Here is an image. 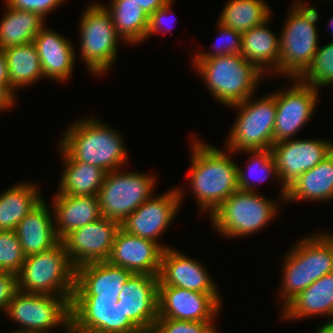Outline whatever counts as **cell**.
Returning <instances> with one entry per match:
<instances>
[{
  "mask_svg": "<svg viewBox=\"0 0 333 333\" xmlns=\"http://www.w3.org/2000/svg\"><path fill=\"white\" fill-rule=\"evenodd\" d=\"M25 261L16 231H0V269L17 275Z\"/></svg>",
  "mask_w": 333,
  "mask_h": 333,
  "instance_id": "cell-37",
  "label": "cell"
},
{
  "mask_svg": "<svg viewBox=\"0 0 333 333\" xmlns=\"http://www.w3.org/2000/svg\"><path fill=\"white\" fill-rule=\"evenodd\" d=\"M42 199L15 229L25 257L47 251L60 240L55 234L52 210Z\"/></svg>",
  "mask_w": 333,
  "mask_h": 333,
  "instance_id": "cell-23",
  "label": "cell"
},
{
  "mask_svg": "<svg viewBox=\"0 0 333 333\" xmlns=\"http://www.w3.org/2000/svg\"><path fill=\"white\" fill-rule=\"evenodd\" d=\"M219 30V38L216 40L213 47L215 49L211 52H198L195 53L193 60H207L212 57L222 55L240 54L242 48V33L234 29L224 27L220 23H216Z\"/></svg>",
  "mask_w": 333,
  "mask_h": 333,
  "instance_id": "cell-38",
  "label": "cell"
},
{
  "mask_svg": "<svg viewBox=\"0 0 333 333\" xmlns=\"http://www.w3.org/2000/svg\"><path fill=\"white\" fill-rule=\"evenodd\" d=\"M52 199L55 234L61 241L72 230L102 217L97 196L55 194Z\"/></svg>",
  "mask_w": 333,
  "mask_h": 333,
  "instance_id": "cell-22",
  "label": "cell"
},
{
  "mask_svg": "<svg viewBox=\"0 0 333 333\" xmlns=\"http://www.w3.org/2000/svg\"><path fill=\"white\" fill-rule=\"evenodd\" d=\"M90 4L81 14L79 22L80 52L88 72L98 76L105 74L114 65L118 41L122 39L116 33L112 16L105 4Z\"/></svg>",
  "mask_w": 333,
  "mask_h": 333,
  "instance_id": "cell-8",
  "label": "cell"
},
{
  "mask_svg": "<svg viewBox=\"0 0 333 333\" xmlns=\"http://www.w3.org/2000/svg\"><path fill=\"white\" fill-rule=\"evenodd\" d=\"M333 200V151L287 188L286 201Z\"/></svg>",
  "mask_w": 333,
  "mask_h": 333,
  "instance_id": "cell-27",
  "label": "cell"
},
{
  "mask_svg": "<svg viewBox=\"0 0 333 333\" xmlns=\"http://www.w3.org/2000/svg\"><path fill=\"white\" fill-rule=\"evenodd\" d=\"M0 19V48L32 43L34 37L45 26L44 18L38 13L20 11L9 7Z\"/></svg>",
  "mask_w": 333,
  "mask_h": 333,
  "instance_id": "cell-30",
  "label": "cell"
},
{
  "mask_svg": "<svg viewBox=\"0 0 333 333\" xmlns=\"http://www.w3.org/2000/svg\"><path fill=\"white\" fill-rule=\"evenodd\" d=\"M120 223L101 217L72 230L61 241L72 265L77 268L92 262L107 261Z\"/></svg>",
  "mask_w": 333,
  "mask_h": 333,
  "instance_id": "cell-15",
  "label": "cell"
},
{
  "mask_svg": "<svg viewBox=\"0 0 333 333\" xmlns=\"http://www.w3.org/2000/svg\"><path fill=\"white\" fill-rule=\"evenodd\" d=\"M278 203L257 192L238 190L210 217L212 227L224 237H245L265 227L278 211Z\"/></svg>",
  "mask_w": 333,
  "mask_h": 333,
  "instance_id": "cell-6",
  "label": "cell"
},
{
  "mask_svg": "<svg viewBox=\"0 0 333 333\" xmlns=\"http://www.w3.org/2000/svg\"><path fill=\"white\" fill-rule=\"evenodd\" d=\"M191 143L189 174L192 193L200 211H208L211 216L227 198L239 190L238 165L230 158V153L233 154L230 151L215 148L196 137Z\"/></svg>",
  "mask_w": 333,
  "mask_h": 333,
  "instance_id": "cell-1",
  "label": "cell"
},
{
  "mask_svg": "<svg viewBox=\"0 0 333 333\" xmlns=\"http://www.w3.org/2000/svg\"><path fill=\"white\" fill-rule=\"evenodd\" d=\"M241 152H246V154L249 153L250 156L252 154V157L249 156L250 159L246 165L248 171L240 168V165L237 168L239 190L256 192V187L254 186L255 181L256 183H262L264 180L268 179L269 176H274L280 181L271 149L244 150ZM251 179L255 180L254 183Z\"/></svg>",
  "mask_w": 333,
  "mask_h": 333,
  "instance_id": "cell-34",
  "label": "cell"
},
{
  "mask_svg": "<svg viewBox=\"0 0 333 333\" xmlns=\"http://www.w3.org/2000/svg\"><path fill=\"white\" fill-rule=\"evenodd\" d=\"M222 300L219 293H202L175 286H158V318L214 321Z\"/></svg>",
  "mask_w": 333,
  "mask_h": 333,
  "instance_id": "cell-16",
  "label": "cell"
},
{
  "mask_svg": "<svg viewBox=\"0 0 333 333\" xmlns=\"http://www.w3.org/2000/svg\"><path fill=\"white\" fill-rule=\"evenodd\" d=\"M254 98L251 95L245 101L230 106L239 111L226 140V150L230 152L271 149L274 144L275 93L273 91L257 100Z\"/></svg>",
  "mask_w": 333,
  "mask_h": 333,
  "instance_id": "cell-7",
  "label": "cell"
},
{
  "mask_svg": "<svg viewBox=\"0 0 333 333\" xmlns=\"http://www.w3.org/2000/svg\"><path fill=\"white\" fill-rule=\"evenodd\" d=\"M10 79V92L26 87L44 77L35 44L28 43L7 47L3 50Z\"/></svg>",
  "mask_w": 333,
  "mask_h": 333,
  "instance_id": "cell-31",
  "label": "cell"
},
{
  "mask_svg": "<svg viewBox=\"0 0 333 333\" xmlns=\"http://www.w3.org/2000/svg\"><path fill=\"white\" fill-rule=\"evenodd\" d=\"M117 35L124 43L139 44L145 40L149 16L133 0H111L108 7Z\"/></svg>",
  "mask_w": 333,
  "mask_h": 333,
  "instance_id": "cell-32",
  "label": "cell"
},
{
  "mask_svg": "<svg viewBox=\"0 0 333 333\" xmlns=\"http://www.w3.org/2000/svg\"><path fill=\"white\" fill-rule=\"evenodd\" d=\"M283 319H303L319 315L333 320V272L315 281L284 308Z\"/></svg>",
  "mask_w": 333,
  "mask_h": 333,
  "instance_id": "cell-24",
  "label": "cell"
},
{
  "mask_svg": "<svg viewBox=\"0 0 333 333\" xmlns=\"http://www.w3.org/2000/svg\"><path fill=\"white\" fill-rule=\"evenodd\" d=\"M283 258L282 285L279 293L284 300L282 309L311 285L310 234L293 245ZM283 298V299H282Z\"/></svg>",
  "mask_w": 333,
  "mask_h": 333,
  "instance_id": "cell-26",
  "label": "cell"
},
{
  "mask_svg": "<svg viewBox=\"0 0 333 333\" xmlns=\"http://www.w3.org/2000/svg\"><path fill=\"white\" fill-rule=\"evenodd\" d=\"M328 26H329V28H330V26H331L330 30L333 31V17L330 19V22H329ZM332 31H331V33L333 34Z\"/></svg>",
  "mask_w": 333,
  "mask_h": 333,
  "instance_id": "cell-47",
  "label": "cell"
},
{
  "mask_svg": "<svg viewBox=\"0 0 333 333\" xmlns=\"http://www.w3.org/2000/svg\"><path fill=\"white\" fill-rule=\"evenodd\" d=\"M183 191L179 187L172 188L159 196L154 194L128 215L120 224L125 232L144 239L152 240L164 250L173 247L159 243V237L173 224L178 213Z\"/></svg>",
  "mask_w": 333,
  "mask_h": 333,
  "instance_id": "cell-12",
  "label": "cell"
},
{
  "mask_svg": "<svg viewBox=\"0 0 333 333\" xmlns=\"http://www.w3.org/2000/svg\"><path fill=\"white\" fill-rule=\"evenodd\" d=\"M5 314L12 322L22 327L17 329L19 331L51 333L54 327L63 325L65 333H70V301L64 296L25 293L17 290Z\"/></svg>",
  "mask_w": 333,
  "mask_h": 333,
  "instance_id": "cell-10",
  "label": "cell"
},
{
  "mask_svg": "<svg viewBox=\"0 0 333 333\" xmlns=\"http://www.w3.org/2000/svg\"><path fill=\"white\" fill-rule=\"evenodd\" d=\"M70 333H143L114 300H71Z\"/></svg>",
  "mask_w": 333,
  "mask_h": 333,
  "instance_id": "cell-13",
  "label": "cell"
},
{
  "mask_svg": "<svg viewBox=\"0 0 333 333\" xmlns=\"http://www.w3.org/2000/svg\"><path fill=\"white\" fill-rule=\"evenodd\" d=\"M271 15V9L264 0H229L217 22L243 33L262 24Z\"/></svg>",
  "mask_w": 333,
  "mask_h": 333,
  "instance_id": "cell-33",
  "label": "cell"
},
{
  "mask_svg": "<svg viewBox=\"0 0 333 333\" xmlns=\"http://www.w3.org/2000/svg\"><path fill=\"white\" fill-rule=\"evenodd\" d=\"M120 170L106 173L97 198L102 217L116 220L121 224L128 215L153 195L156 176Z\"/></svg>",
  "mask_w": 333,
  "mask_h": 333,
  "instance_id": "cell-9",
  "label": "cell"
},
{
  "mask_svg": "<svg viewBox=\"0 0 333 333\" xmlns=\"http://www.w3.org/2000/svg\"><path fill=\"white\" fill-rule=\"evenodd\" d=\"M214 321H186L157 318L151 333H218Z\"/></svg>",
  "mask_w": 333,
  "mask_h": 333,
  "instance_id": "cell-39",
  "label": "cell"
},
{
  "mask_svg": "<svg viewBox=\"0 0 333 333\" xmlns=\"http://www.w3.org/2000/svg\"><path fill=\"white\" fill-rule=\"evenodd\" d=\"M158 286H175L202 293H219L203 264L175 247L163 251Z\"/></svg>",
  "mask_w": 333,
  "mask_h": 333,
  "instance_id": "cell-20",
  "label": "cell"
},
{
  "mask_svg": "<svg viewBox=\"0 0 333 333\" xmlns=\"http://www.w3.org/2000/svg\"><path fill=\"white\" fill-rule=\"evenodd\" d=\"M135 1L139 7L143 9V11L150 16L153 14L158 8L162 7L169 0H133Z\"/></svg>",
  "mask_w": 333,
  "mask_h": 333,
  "instance_id": "cell-44",
  "label": "cell"
},
{
  "mask_svg": "<svg viewBox=\"0 0 333 333\" xmlns=\"http://www.w3.org/2000/svg\"><path fill=\"white\" fill-rule=\"evenodd\" d=\"M291 7L279 35V70L275 74L299 79L311 65L319 48V32L316 29L319 12L316 6L310 7L301 0L294 1Z\"/></svg>",
  "mask_w": 333,
  "mask_h": 333,
  "instance_id": "cell-3",
  "label": "cell"
},
{
  "mask_svg": "<svg viewBox=\"0 0 333 333\" xmlns=\"http://www.w3.org/2000/svg\"><path fill=\"white\" fill-rule=\"evenodd\" d=\"M310 269L311 284L333 272V234L310 236Z\"/></svg>",
  "mask_w": 333,
  "mask_h": 333,
  "instance_id": "cell-36",
  "label": "cell"
},
{
  "mask_svg": "<svg viewBox=\"0 0 333 333\" xmlns=\"http://www.w3.org/2000/svg\"><path fill=\"white\" fill-rule=\"evenodd\" d=\"M289 88L275 91L276 119L273 132L274 144L292 139L310 121L317 106L318 91L294 79Z\"/></svg>",
  "mask_w": 333,
  "mask_h": 333,
  "instance_id": "cell-14",
  "label": "cell"
},
{
  "mask_svg": "<svg viewBox=\"0 0 333 333\" xmlns=\"http://www.w3.org/2000/svg\"><path fill=\"white\" fill-rule=\"evenodd\" d=\"M174 0H169L166 4H164L162 7L158 8L153 14H151L149 16V24H148V30L145 36V39H147L148 37L150 38V36H152V34H156L158 32H160L161 30H163L162 32L164 33L166 30V32L169 31V29H171L170 27L168 28V26L166 25V29L164 31V29H162V26L164 24H171L172 25V21L168 20L167 15L169 13L172 12V8L171 6L173 5Z\"/></svg>",
  "mask_w": 333,
  "mask_h": 333,
  "instance_id": "cell-41",
  "label": "cell"
},
{
  "mask_svg": "<svg viewBox=\"0 0 333 333\" xmlns=\"http://www.w3.org/2000/svg\"><path fill=\"white\" fill-rule=\"evenodd\" d=\"M4 272L0 269V276L3 274Z\"/></svg>",
  "mask_w": 333,
  "mask_h": 333,
  "instance_id": "cell-49",
  "label": "cell"
},
{
  "mask_svg": "<svg viewBox=\"0 0 333 333\" xmlns=\"http://www.w3.org/2000/svg\"><path fill=\"white\" fill-rule=\"evenodd\" d=\"M64 171L56 194L97 196L106 172L94 165L74 160L61 146Z\"/></svg>",
  "mask_w": 333,
  "mask_h": 333,
  "instance_id": "cell-28",
  "label": "cell"
},
{
  "mask_svg": "<svg viewBox=\"0 0 333 333\" xmlns=\"http://www.w3.org/2000/svg\"><path fill=\"white\" fill-rule=\"evenodd\" d=\"M299 80L317 91L320 86L333 84V41L317 49L311 65Z\"/></svg>",
  "mask_w": 333,
  "mask_h": 333,
  "instance_id": "cell-35",
  "label": "cell"
},
{
  "mask_svg": "<svg viewBox=\"0 0 333 333\" xmlns=\"http://www.w3.org/2000/svg\"><path fill=\"white\" fill-rule=\"evenodd\" d=\"M14 96L5 86L0 85V112L7 111L16 103Z\"/></svg>",
  "mask_w": 333,
  "mask_h": 333,
  "instance_id": "cell-43",
  "label": "cell"
},
{
  "mask_svg": "<svg viewBox=\"0 0 333 333\" xmlns=\"http://www.w3.org/2000/svg\"><path fill=\"white\" fill-rule=\"evenodd\" d=\"M315 333H333V320L323 322Z\"/></svg>",
  "mask_w": 333,
  "mask_h": 333,
  "instance_id": "cell-46",
  "label": "cell"
},
{
  "mask_svg": "<svg viewBox=\"0 0 333 333\" xmlns=\"http://www.w3.org/2000/svg\"><path fill=\"white\" fill-rule=\"evenodd\" d=\"M17 288V275L3 273L0 276V310L5 313L8 304L12 301Z\"/></svg>",
  "mask_w": 333,
  "mask_h": 333,
  "instance_id": "cell-42",
  "label": "cell"
},
{
  "mask_svg": "<svg viewBox=\"0 0 333 333\" xmlns=\"http://www.w3.org/2000/svg\"><path fill=\"white\" fill-rule=\"evenodd\" d=\"M118 303L143 333H151L158 318V276L132 274L119 294Z\"/></svg>",
  "mask_w": 333,
  "mask_h": 333,
  "instance_id": "cell-18",
  "label": "cell"
},
{
  "mask_svg": "<svg viewBox=\"0 0 333 333\" xmlns=\"http://www.w3.org/2000/svg\"><path fill=\"white\" fill-rule=\"evenodd\" d=\"M270 19L242 33L240 54L264 76L268 70L272 74L279 70L280 36L267 27Z\"/></svg>",
  "mask_w": 333,
  "mask_h": 333,
  "instance_id": "cell-25",
  "label": "cell"
},
{
  "mask_svg": "<svg viewBox=\"0 0 333 333\" xmlns=\"http://www.w3.org/2000/svg\"><path fill=\"white\" fill-rule=\"evenodd\" d=\"M63 133L60 146L76 161L97 166L106 173L127 161L125 143L119 132L93 117H84Z\"/></svg>",
  "mask_w": 333,
  "mask_h": 333,
  "instance_id": "cell-2",
  "label": "cell"
},
{
  "mask_svg": "<svg viewBox=\"0 0 333 333\" xmlns=\"http://www.w3.org/2000/svg\"><path fill=\"white\" fill-rule=\"evenodd\" d=\"M271 150L281 182L279 199L284 202L287 188L327 157L333 151V142L325 139L294 138L273 144Z\"/></svg>",
  "mask_w": 333,
  "mask_h": 333,
  "instance_id": "cell-11",
  "label": "cell"
},
{
  "mask_svg": "<svg viewBox=\"0 0 333 333\" xmlns=\"http://www.w3.org/2000/svg\"><path fill=\"white\" fill-rule=\"evenodd\" d=\"M163 251L156 242L131 235L120 228L107 261L133 274L158 276Z\"/></svg>",
  "mask_w": 333,
  "mask_h": 333,
  "instance_id": "cell-19",
  "label": "cell"
},
{
  "mask_svg": "<svg viewBox=\"0 0 333 333\" xmlns=\"http://www.w3.org/2000/svg\"><path fill=\"white\" fill-rule=\"evenodd\" d=\"M133 273L108 261L92 262L76 268L71 300H114Z\"/></svg>",
  "mask_w": 333,
  "mask_h": 333,
  "instance_id": "cell-17",
  "label": "cell"
},
{
  "mask_svg": "<svg viewBox=\"0 0 333 333\" xmlns=\"http://www.w3.org/2000/svg\"><path fill=\"white\" fill-rule=\"evenodd\" d=\"M11 333H36V332H28V331H19V330H14V332Z\"/></svg>",
  "mask_w": 333,
  "mask_h": 333,
  "instance_id": "cell-48",
  "label": "cell"
},
{
  "mask_svg": "<svg viewBox=\"0 0 333 333\" xmlns=\"http://www.w3.org/2000/svg\"><path fill=\"white\" fill-rule=\"evenodd\" d=\"M75 277L76 268L59 241L47 251L25 257L17 274V288L25 293L64 296L71 302Z\"/></svg>",
  "mask_w": 333,
  "mask_h": 333,
  "instance_id": "cell-5",
  "label": "cell"
},
{
  "mask_svg": "<svg viewBox=\"0 0 333 333\" xmlns=\"http://www.w3.org/2000/svg\"><path fill=\"white\" fill-rule=\"evenodd\" d=\"M44 26L34 37L44 77L56 81H67L73 73L75 48L62 34Z\"/></svg>",
  "mask_w": 333,
  "mask_h": 333,
  "instance_id": "cell-21",
  "label": "cell"
},
{
  "mask_svg": "<svg viewBox=\"0 0 333 333\" xmlns=\"http://www.w3.org/2000/svg\"><path fill=\"white\" fill-rule=\"evenodd\" d=\"M66 0H6V4L16 10L38 13L44 19Z\"/></svg>",
  "mask_w": 333,
  "mask_h": 333,
  "instance_id": "cell-40",
  "label": "cell"
},
{
  "mask_svg": "<svg viewBox=\"0 0 333 333\" xmlns=\"http://www.w3.org/2000/svg\"><path fill=\"white\" fill-rule=\"evenodd\" d=\"M0 85L5 86L10 91V79L7 61L3 49L0 48Z\"/></svg>",
  "mask_w": 333,
  "mask_h": 333,
  "instance_id": "cell-45",
  "label": "cell"
},
{
  "mask_svg": "<svg viewBox=\"0 0 333 333\" xmlns=\"http://www.w3.org/2000/svg\"><path fill=\"white\" fill-rule=\"evenodd\" d=\"M192 62L210 93L226 107L254 95L258 82L264 75L241 54Z\"/></svg>",
  "mask_w": 333,
  "mask_h": 333,
  "instance_id": "cell-4",
  "label": "cell"
},
{
  "mask_svg": "<svg viewBox=\"0 0 333 333\" xmlns=\"http://www.w3.org/2000/svg\"><path fill=\"white\" fill-rule=\"evenodd\" d=\"M42 200L35 184L17 183L0 194V231H13Z\"/></svg>",
  "mask_w": 333,
  "mask_h": 333,
  "instance_id": "cell-29",
  "label": "cell"
}]
</instances>
